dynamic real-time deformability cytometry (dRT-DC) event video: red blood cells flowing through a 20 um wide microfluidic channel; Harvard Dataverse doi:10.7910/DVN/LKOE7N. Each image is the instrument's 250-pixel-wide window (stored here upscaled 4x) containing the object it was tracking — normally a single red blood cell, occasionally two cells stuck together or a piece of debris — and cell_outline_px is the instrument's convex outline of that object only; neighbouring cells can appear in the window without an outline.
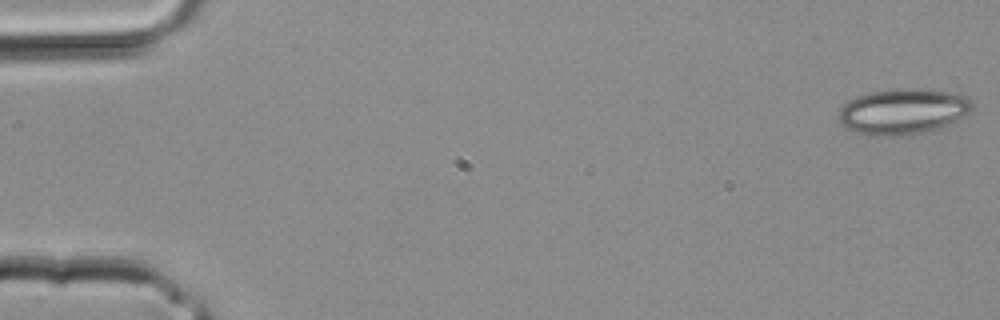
{"species": "common noctule bat (a hibernating species)", "species_latin": "Nyctalus noctula", "temperature_condition": "room temperature", "stored_images_in_passage": 3, "segment_of_instrument_passage": [2, 2], "camera_frame_rate_fps": 3000, "um_per_image_px": 0.085, "animal": {"sex": "male", "body_mass_g": 20.4}, "frame": {"image": 1, "passage_image": 3, "time_ms": 0.667, "image_size_px": [1000, 320], "cell_outline_px": [[972, 108], [968, 112], [956, 120], [940, 128], [924, 132], [892, 136], [880, 136], [856, 132], [848, 128], [840, 120], [840, 108], [848, 100], [856, 96], [868, 92], [904, 88], [924, 88], [948, 92], [964, 96], [972, 100]], "centroid_in_image_um": [76.75, 9.45], "position_along_channel_um": 8.3, "area_um2": 35.2}}